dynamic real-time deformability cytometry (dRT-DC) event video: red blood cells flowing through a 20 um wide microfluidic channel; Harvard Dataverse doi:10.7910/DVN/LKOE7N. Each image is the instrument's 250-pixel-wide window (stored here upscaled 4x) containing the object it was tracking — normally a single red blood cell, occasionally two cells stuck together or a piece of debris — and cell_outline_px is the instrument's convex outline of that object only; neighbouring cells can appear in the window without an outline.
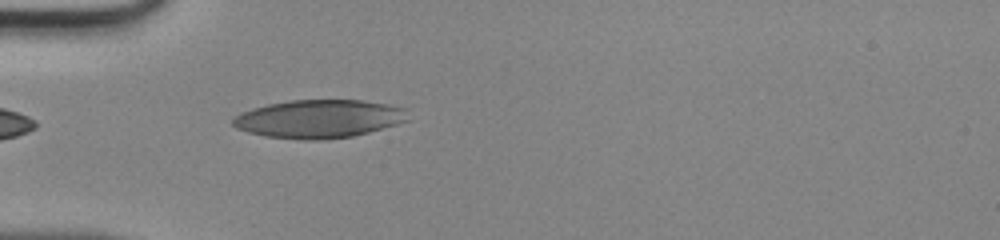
{"species": "human", "species_latin": "Homo sapiens", "temperature_condition": "room temperature", "stored_images_in_passage": 32, "camera_frame_rate_fps": 3000, "um_per_image_px": 0.085, "donor": {"sex": "male"}, "frame": {"image": 1, "passage_image": 1, "time_ms": 0.0, "image_size_px": [1000, 240], "cell_outline_px": [[408, 120], [396, 124], [368, 132], [352, 136], [316, 140], [300, 140], [264, 136], [248, 132], [236, 128], [232, 124], [232, 120], [240, 112], [252, 108], [268, 104], [292, 100], [360, 100], [388, 104], [408, 108]], "centroid_in_image_um": [27.11, 10.1], "position_along_channel_um": 57.9, "area_um2": 39.07}}
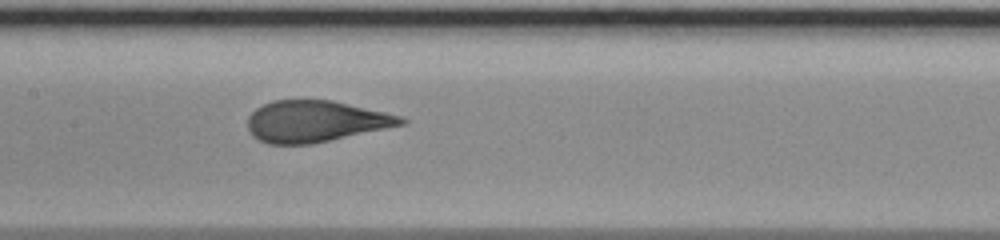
{"frame": {"image": 2, "passage_image": 10, "time_ms": 3.0, "image_size_px": [1000, 240], "cell_outline_px": [[408, 124], [312, 144], [268, 144], [252, 136], [248, 128], [248, 116], [256, 108], [272, 100], [332, 100], [384, 112], [400, 116], [408, 120]], "centroid_in_image_um": [26.82, 10.32], "position_along_channel_um": 180.6, "area_um2": 37.05}}
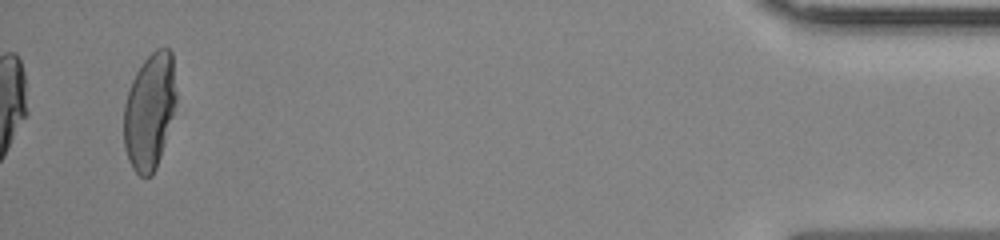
{"frame": {"image": 3, "passage_image": 32, "time_ms": 10.333, "image_size_px": [1000, 240], "cell_outline_px": [[176, 100], [172, 116], [160, 156], [156, 168], [152, 176], [140, 176], [132, 168], [128, 160], [124, 148], [124, 104], [132, 80], [136, 72], [144, 60], [156, 48], [168, 48], [172, 52], [176, 92]], "centroid_in_image_um": [12.7, 9.44], "position_along_channel_um": 422.5, "area_um2": 35.26}}